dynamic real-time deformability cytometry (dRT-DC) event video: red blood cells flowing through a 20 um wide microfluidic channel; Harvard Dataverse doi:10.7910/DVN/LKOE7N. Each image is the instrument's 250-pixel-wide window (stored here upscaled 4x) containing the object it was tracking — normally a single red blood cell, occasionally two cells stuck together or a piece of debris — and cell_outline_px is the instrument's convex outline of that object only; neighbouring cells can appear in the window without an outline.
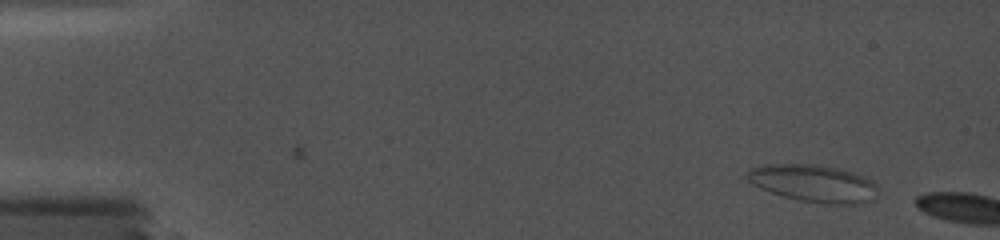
{"species": "common noctule bat (a hibernating species)", "species_latin": "Nyctalus noctula", "temperature_condition": "cold", "stored_images_in_passage": 11, "camera_frame_rate_fps": 5000, "um_per_image_px": 0.085, "animal": {"sex": "female", "body_mass_g": 19.0, "forearm_length_mm": 56.7}, "frame": {"image": 1, "passage_image": 1, "time_ms": 0.0, "image_size_px": [1000, 240], "cell_outline_px": [[876, 196], [872, 200], [856, 204], [824, 204], [800, 200], [784, 196], [760, 188], [752, 184], [744, 176], [744, 172], [752, 168], [768, 164], [816, 164], [840, 168], [864, 176], [872, 180], [876, 184]], "centroid_in_image_um": [69.14, 15.57], "position_along_channel_um": 15.9, "area_um2": 28.55}}